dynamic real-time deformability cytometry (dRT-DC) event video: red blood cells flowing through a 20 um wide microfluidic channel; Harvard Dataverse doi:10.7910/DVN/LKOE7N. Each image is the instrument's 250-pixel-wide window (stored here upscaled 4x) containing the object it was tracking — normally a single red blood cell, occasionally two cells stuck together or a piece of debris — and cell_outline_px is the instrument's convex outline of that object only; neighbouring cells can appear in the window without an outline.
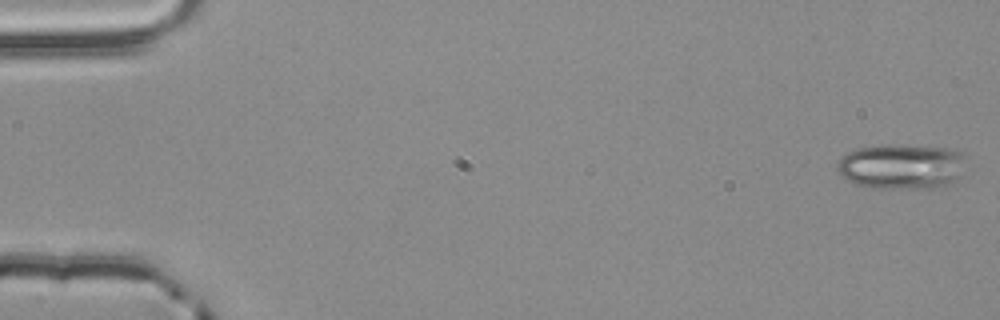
{"species": "common noctule bat (a hibernating species)", "species_latin": "Nyctalus noctula", "temperature_condition": "room temperature", "stored_images_in_passage": 54, "camera_frame_rate_fps": 3000, "um_per_image_px": 0.085, "animal": {"sex": "male", "body_mass_g": 20.4}, "frame": {"image": 1, "passage_image": 1, "time_ms": 0.0, "image_size_px": [1000, 320], "cell_outline_px": [[960, 156], [956, 176], [952, 184], [944, 188], [864, 188], [852, 184], [836, 172], [836, 164], [848, 152], [856, 148], [880, 144], [884, 144], [956, 148], [960, 152]], "centroid_in_image_um": [76.49, 14.16], "position_along_channel_um": 8.5, "area_um2": 33.99}}
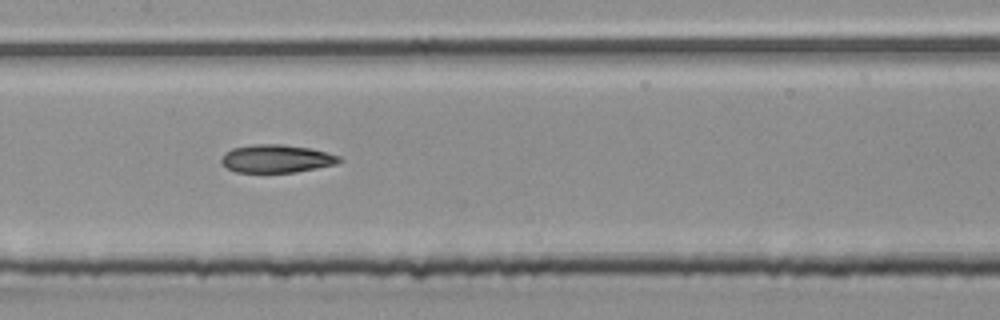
{"frame": {"image": 2, "passage_image": 27, "time_ms": 8.667, "image_size_px": [1000, 320], "cell_outline_px": [[344, 160], [336, 164], [296, 172], [236, 172], [228, 168], [220, 160], [224, 152], [232, 148], [252, 144], [280, 144], [308, 148], [340, 156]], "centroid_in_image_um": [23.49, 13.48], "position_along_channel_um": 183.9, "area_um2": 19.13}}
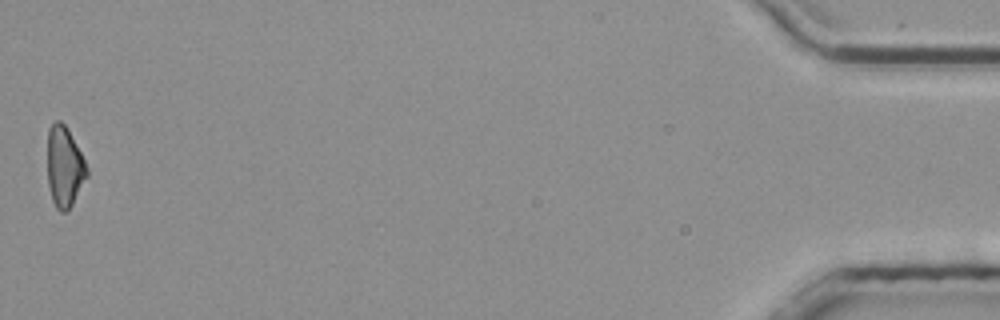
{"frame": {"image": 3, "passage_image": 54, "time_ms": 17.667, "image_size_px": [1000, 320], "cell_outline_px": [[88, 176], [68, 212], [60, 212], [56, 208], [52, 200], [48, 184], [48, 128], [56, 120], [60, 120], [64, 124], [80, 152], [88, 168]], "centroid_in_image_um": [5.48, 14.22], "position_along_channel_um": 429.7, "area_um2": 18.44}, "authors_computed_cell_mechanics": {"area_um2": 19.6231, "velocity_mm_per_s": 3.8597, "shape_relaxation_time_tau1_ms": 4.9639, "shape_relaxation_time_tau2_ms": 9.5403, "deformation_change_tau1": 0.1499, "deformation_change_tau2": 0.227}}